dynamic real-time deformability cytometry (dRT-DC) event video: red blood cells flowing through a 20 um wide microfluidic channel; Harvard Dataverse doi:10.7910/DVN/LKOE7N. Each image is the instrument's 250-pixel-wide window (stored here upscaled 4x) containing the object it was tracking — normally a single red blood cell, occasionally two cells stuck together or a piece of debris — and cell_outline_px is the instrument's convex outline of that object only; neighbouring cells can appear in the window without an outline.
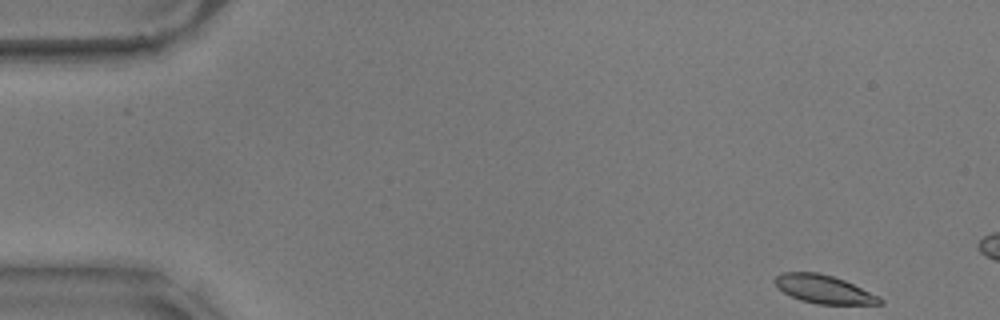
{"species": "common noctule bat (a hibernating species)", "species_latin": "Nyctalus noctula", "temperature_condition": "warm", "stored_images_in_passage": 12, "camera_frame_rate_fps": 3000, "um_per_image_px": 0.085, "animal": {"sex": "male", "body_mass_g": 17.9}, "frame": {"image": 1, "passage_image": 1, "time_ms": 0.0, "image_size_px": [1000, 320], "cell_outline_px": [[884, 304], [816, 304], [800, 300], [784, 292], [772, 280], [780, 272], [816, 272], [832, 276], [844, 280], [880, 296], [884, 300]], "centroid_in_image_um": [70.04, 24.58], "position_along_channel_um": 15.0, "area_um2": 17.28}}